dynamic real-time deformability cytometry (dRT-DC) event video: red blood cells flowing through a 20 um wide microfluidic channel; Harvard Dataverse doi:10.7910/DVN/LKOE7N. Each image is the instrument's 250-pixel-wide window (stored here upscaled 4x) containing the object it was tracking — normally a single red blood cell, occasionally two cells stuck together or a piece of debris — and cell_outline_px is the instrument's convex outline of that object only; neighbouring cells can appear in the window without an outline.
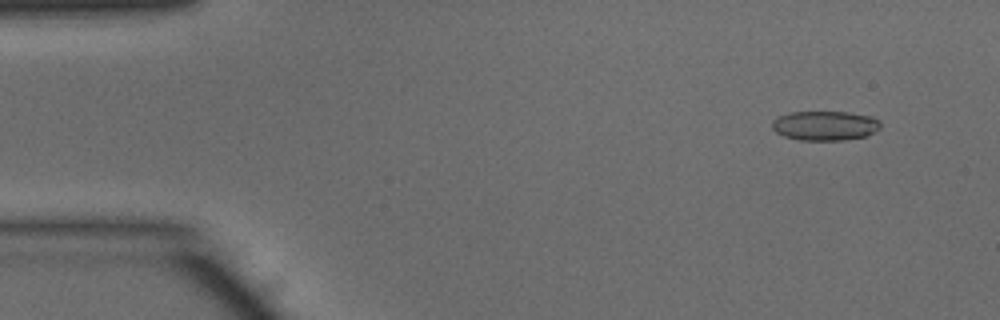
{"species": "common noctule bat (a hibernating species)", "species_latin": "Nyctalus noctula", "temperature_condition": "warm", "stored_images_in_passage": 48, "camera_frame_rate_fps": 3000, "um_per_image_px": 0.085, "animal": {"sex": "male", "body_mass_g": 15.6}, "frame": {"image": 1, "passage_image": 3, "time_ms": 0.667, "image_size_px": [1000, 320], "cell_outline_px": [[880, 128], [864, 136], [844, 140], [800, 140], [784, 136], [776, 132], [772, 128], [772, 120], [780, 116], [792, 112], [848, 112], [872, 116], [880, 120]], "centroid_in_image_um": [70.12, 10.67], "position_along_channel_um": 14.9, "area_um2": 18.55}}
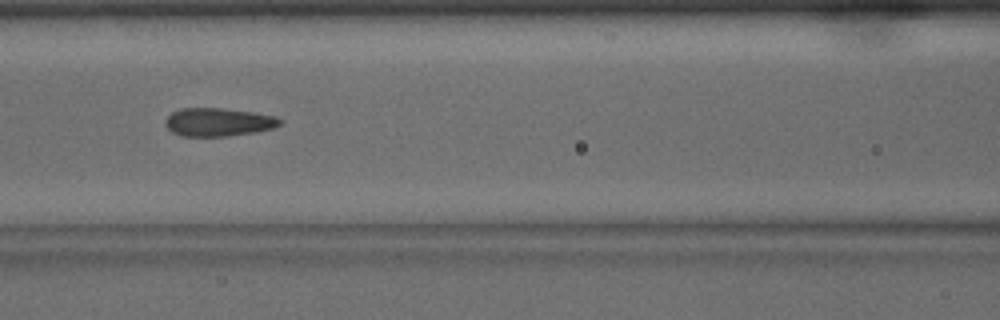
{"frame": {"image": 2, "passage_image": 20, "time_ms": 6.333, "image_size_px": [1000, 320], "cell_outline_px": [[284, 120], [280, 124], [272, 128], [252, 132], [228, 136], [180, 136], [172, 132], [164, 124], [164, 120], [172, 112], [180, 108], [224, 108], [252, 112], [276, 116]], "centroid_in_image_um": [18.53, 10.37], "position_along_channel_um": 148.1, "area_um2": 18.9}}
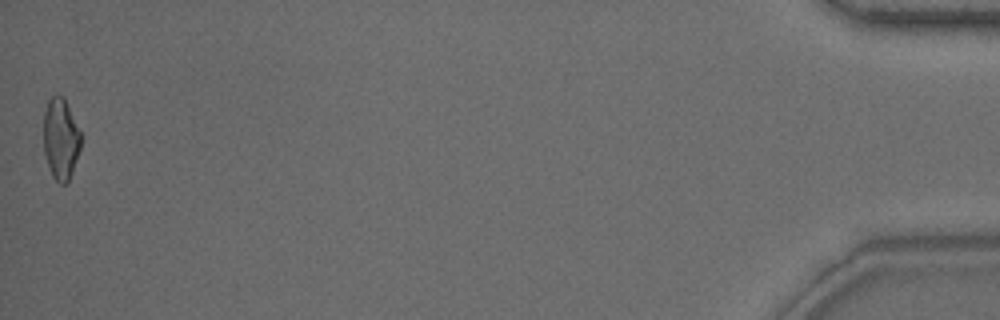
{"frame": {"image": 3, "passage_image": 48, "time_ms": 15.667, "image_size_px": [1000, 320], "cell_outline_px": [[80, 148], [68, 184], [60, 184], [52, 176], [44, 152], [44, 112], [48, 100], [52, 96], [64, 96], [80, 132]], "centroid_in_image_um": [5.15, 11.82], "position_along_channel_um": 430.0, "area_um2": 17.51}, "authors_computed_cell_mechanics": {"area_um2": 18.7561, "velocity_mm_per_s": 4.0812, "shape_relaxation_time_tau1_ms": 4.8585, "shape_relaxation_time_tau2_ms": 1.3767, "deformation_change_tau1": 0.1628, "deformation_change_tau2": 0.0654}}